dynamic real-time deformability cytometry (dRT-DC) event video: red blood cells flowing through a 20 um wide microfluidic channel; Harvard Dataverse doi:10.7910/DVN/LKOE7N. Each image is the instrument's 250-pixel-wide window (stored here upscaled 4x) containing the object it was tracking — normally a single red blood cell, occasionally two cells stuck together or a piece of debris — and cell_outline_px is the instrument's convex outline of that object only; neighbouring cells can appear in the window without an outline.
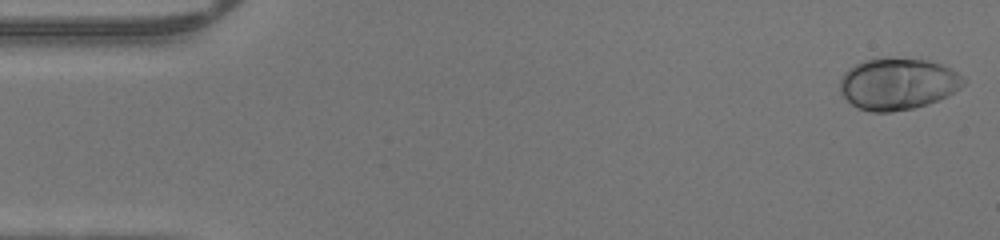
{"species": "human", "species_latin": "Homo sapiens", "temperature_condition": "warm", "stored_images_in_passage": 47, "camera_frame_rate_fps": 3000, "um_per_image_px": 0.085, "donor": {"sex": "male"}, "frame": {"image": 1, "passage_image": 1, "time_ms": 0.0, "image_size_px": [1000, 240], "cell_outline_px": [[964, 84], [960, 88], [948, 96], [928, 104], [912, 108], [888, 112], [872, 112], [856, 108], [840, 92], [840, 80], [844, 72], [848, 68], [864, 60], [888, 56], [928, 60], [940, 64], [964, 76]], "centroid_in_image_um": [76.29, 7.11], "position_along_channel_um": 8.7, "area_um2": 37.51}}
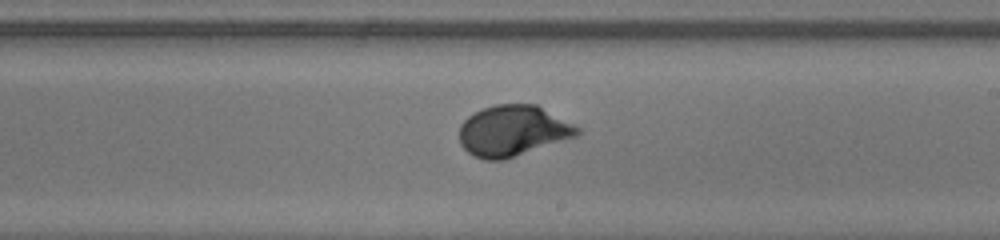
{"frame": {"image": 2, "passage_image": 27, "time_ms": 8.667, "image_size_px": [1000, 240], "cell_outline_px": [[580, 136], [504, 160], [484, 160], [472, 156], [460, 144], [460, 124], [468, 116], [484, 108], [496, 104], [536, 104], [580, 128]], "centroid_in_image_um": [43.6, 11.14], "position_along_channel_um": 245.4, "area_um2": 35.08}}
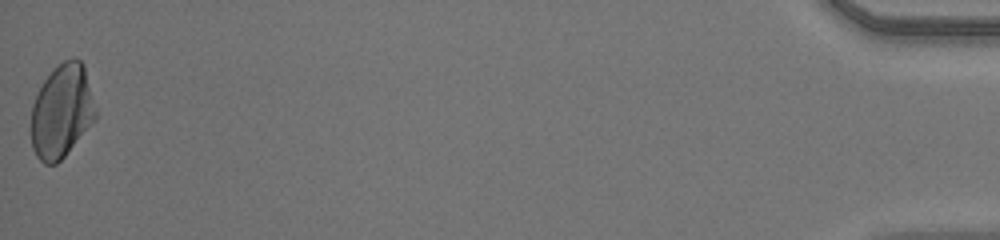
{"frame": {"image": 3, "passage_image": 47, "time_ms": 15.333, "image_size_px": [1000, 240], "cell_outline_px": [[96, 116], [64, 156], [56, 164], [44, 164], [36, 156], [32, 148], [32, 104], [44, 80], [64, 60], [72, 56], [76, 56], [84, 64], [96, 108]], "centroid_in_image_um": [5.25, 9.43], "position_along_channel_um": 430.0, "area_um2": 34.56}}